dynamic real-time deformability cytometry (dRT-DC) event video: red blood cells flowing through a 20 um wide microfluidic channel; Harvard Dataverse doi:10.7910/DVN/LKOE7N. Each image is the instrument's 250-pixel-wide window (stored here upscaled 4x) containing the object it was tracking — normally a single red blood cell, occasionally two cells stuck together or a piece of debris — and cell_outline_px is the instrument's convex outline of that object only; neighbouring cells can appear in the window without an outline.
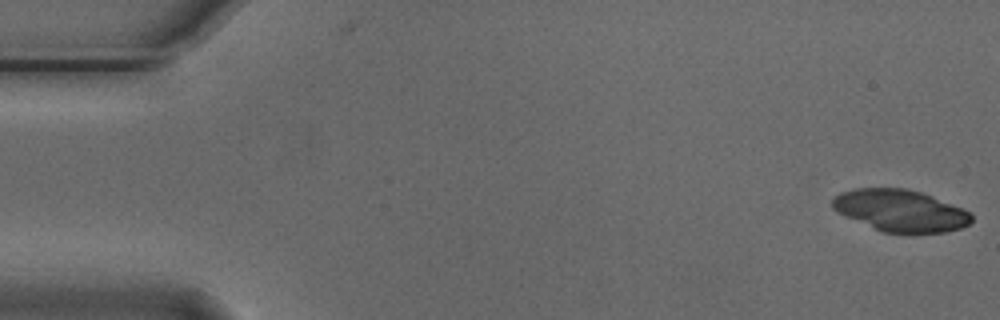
{"species": "Egyptian fruit bat (a non-hibernating species)", "species_latin": "Rousettus aegyptiacus", "temperature_condition": "cold", "stored_images_in_passage": 7, "camera_frame_rate_fps": 3000, "um_per_image_px": 0.085, "animal": {"sex": "male"}, "frame": {"image": 1, "passage_image": 1, "time_ms": 0.0, "image_size_px": [1000, 320], "cell_outline_px": [[972, 220], [968, 224], [960, 228], [944, 232], [884, 232], [836, 212], [832, 208], [832, 200], [840, 192], [856, 188], [908, 188], [932, 196], [964, 208], [972, 212]], "centroid_in_image_um": [76.55, 17.88], "position_along_channel_um": 8.5, "area_um2": 33.64}}